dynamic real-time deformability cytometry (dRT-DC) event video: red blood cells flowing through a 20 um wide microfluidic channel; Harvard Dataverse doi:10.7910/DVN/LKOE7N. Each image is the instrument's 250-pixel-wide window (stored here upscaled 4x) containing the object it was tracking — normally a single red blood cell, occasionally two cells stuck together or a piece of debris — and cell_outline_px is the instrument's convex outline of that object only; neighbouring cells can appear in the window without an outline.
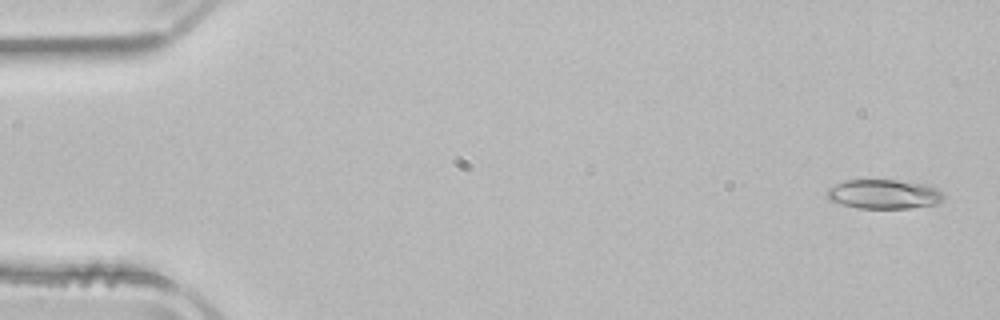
{"species": "common noctule bat (a hibernating species)", "species_latin": "Nyctalus noctula", "temperature_condition": "room temperature", "stored_images_in_passage": 51, "camera_frame_rate_fps": 3000, "um_per_image_px": 0.085, "animal": {"sex": "male", "body_mass_g": 21.5, "forearm_length_mm": 52.0}, "frame": {"image": 1, "passage_image": 2, "time_ms": 0.333, "image_size_px": [1000, 320], "cell_outline_px": [[944, 196], [940, 204], [908, 208], [860, 208], [828, 200], [824, 192], [828, 188], [844, 180], [896, 180], [932, 184]], "centroid_in_image_um": [75.15, 16.49], "position_along_channel_um": 9.9, "area_um2": 20.17}}
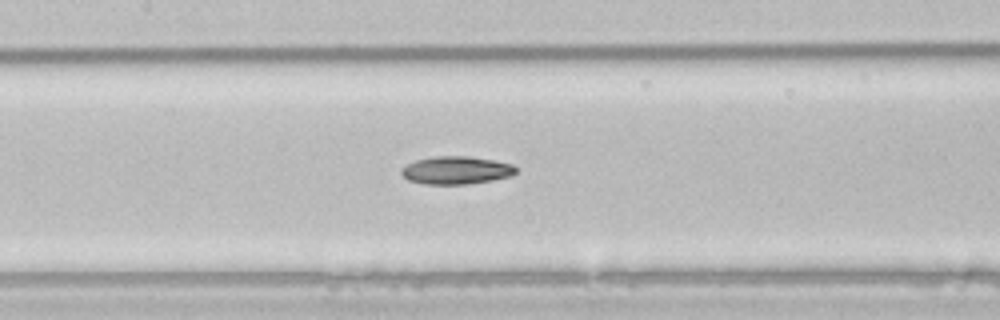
{"frame": {"image": 2, "passage_image": 24, "time_ms": 7.667, "image_size_px": [1000, 320], "cell_outline_px": [[516, 172], [512, 176], [492, 180], [468, 184], [424, 184], [408, 180], [400, 172], [408, 164], [416, 160], [436, 156], [468, 156], [492, 160], [512, 164], [516, 168]], "centroid_in_image_um": [38.8, 14.48], "position_along_channel_um": 168.6, "area_um2": 18.44}}
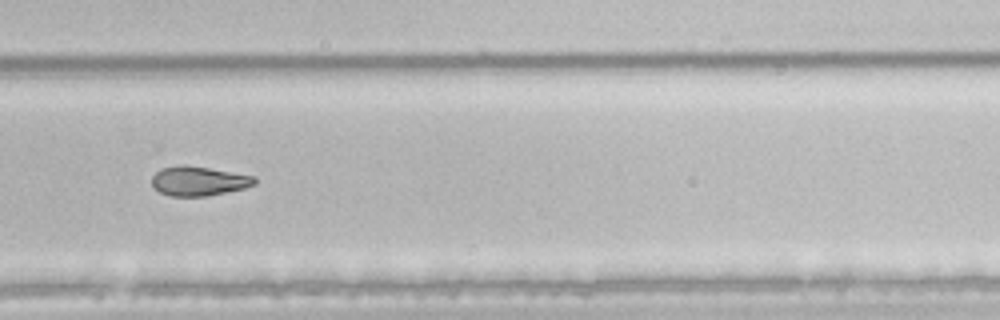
{"frame": {"image": 3, "passage_image": 35, "time_ms": 11.333, "image_size_px": [1000, 320], "cell_outline_px": [[256, 184], [244, 188], [208, 196], [172, 196], [160, 192], [152, 184], [152, 176], [156, 172], [164, 168], [208, 168], [256, 176]], "centroid_in_image_um": [16.96, 15.43], "position_along_channel_um": 312.8, "area_um2": 16.82}}